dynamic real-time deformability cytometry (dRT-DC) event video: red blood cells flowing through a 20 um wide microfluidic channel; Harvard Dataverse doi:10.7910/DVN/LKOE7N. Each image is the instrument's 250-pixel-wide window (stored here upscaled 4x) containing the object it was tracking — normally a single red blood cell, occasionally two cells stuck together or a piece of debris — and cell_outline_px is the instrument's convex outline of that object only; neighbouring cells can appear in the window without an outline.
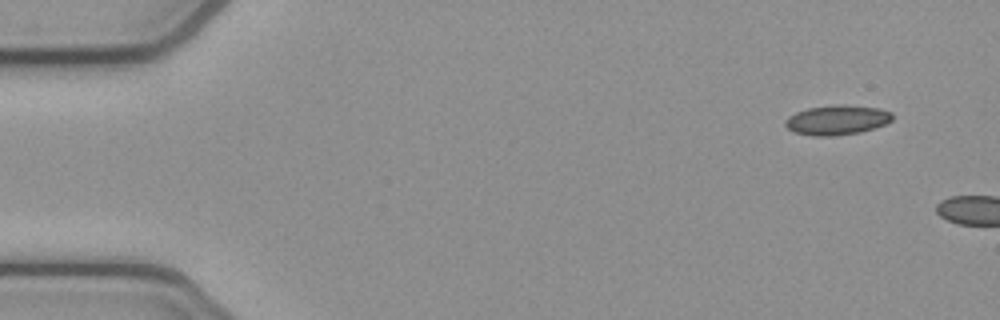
{"species": "common noctule bat (a hibernating species)", "species_latin": "Nyctalus noctula", "temperature_condition": "cold", "stored_images_in_passage": 2, "camera_frame_rate_fps": 3000, "um_per_image_px": 0.085, "animal": {"sex": "female", "body_mass_g": 21.9}, "frame": {"image": 1, "passage_image": 1, "time_ms": 0.0, "image_size_px": [1000, 320], "cell_outline_px": [[892, 120], [884, 124], [860, 132], [828, 136], [816, 136], [796, 132], [788, 128], [784, 124], [784, 120], [788, 116], [796, 112], [808, 108], [836, 104], [844, 104], [880, 108], [892, 112]], "centroid_in_image_um": [71.14, 10.18], "position_along_channel_um": 13.9, "area_um2": 18.44}}